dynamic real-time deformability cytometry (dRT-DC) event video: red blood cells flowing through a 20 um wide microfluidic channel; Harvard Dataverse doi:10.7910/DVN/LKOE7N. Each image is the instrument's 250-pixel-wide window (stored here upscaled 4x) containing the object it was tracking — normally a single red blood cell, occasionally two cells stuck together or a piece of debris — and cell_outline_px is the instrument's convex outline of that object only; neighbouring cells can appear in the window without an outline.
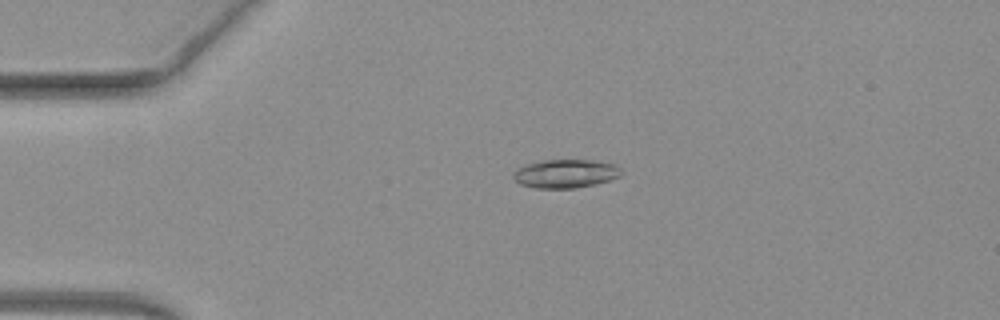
{"species": "common noctule bat (a hibernating species)", "species_latin": "Nyctalus noctula", "temperature_condition": "warm", "stored_images_in_passage": 51, "camera_frame_rate_fps": 3000, "um_per_image_px": 0.085, "animal": {"sex": "female", "body_mass_g": 19.3, "forearm_length_mm": 54.1}, "frame": {"image": 1, "passage_image": 12, "time_ms": 3.667, "image_size_px": [1000, 320], "cell_outline_px": [[620, 176], [608, 180], [576, 188], [536, 188], [520, 184], [512, 176], [520, 168], [528, 164], [544, 160], [592, 160], [612, 164], [620, 168]], "centroid_in_image_um": [48.06, 14.76], "position_along_channel_um": 36.9, "area_um2": 17.46}}
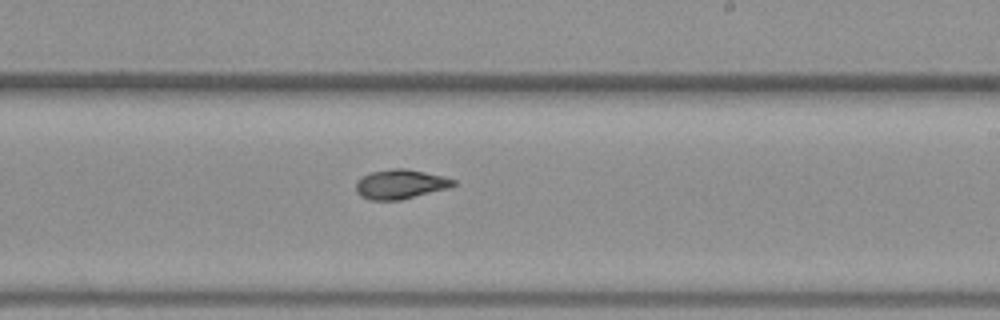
{"frame": {"image": 2, "passage_image": 31, "time_ms": 10.0, "image_size_px": [1000, 320], "cell_outline_px": [[456, 184], [448, 188], [400, 200], [368, 200], [360, 196], [356, 192], [356, 180], [372, 172], [392, 168], [404, 168], [444, 176], [456, 180]], "centroid_in_image_um": [34.02, 15.66], "position_along_channel_um": 255.0, "area_um2": 16.7}}
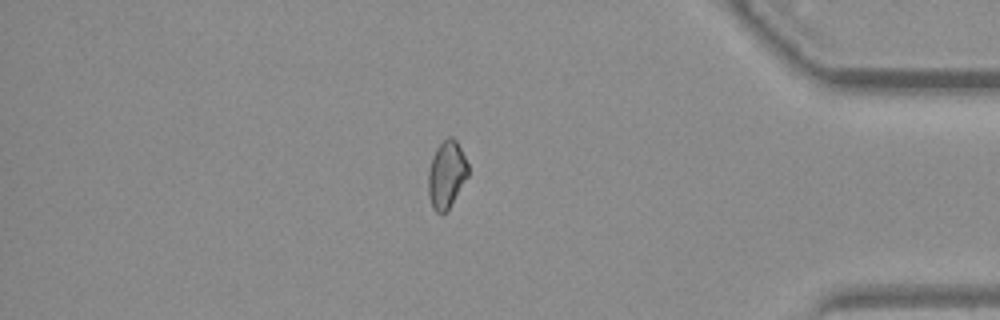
{"frame": {"image": 3, "passage_image": 44, "time_ms": 14.333, "image_size_px": [1000, 320], "cell_outline_px": [[468, 176], [448, 208], [444, 212], [436, 212], [432, 208], [428, 196], [428, 172], [432, 156], [436, 148], [448, 136], [452, 136], [456, 140], [468, 164]], "centroid_in_image_um": [37.93, 14.81], "position_along_channel_um": 397.3, "area_um2": 15.43}, "authors_computed_cell_mechanics": {"area_um2": 16.9354, "velocity_mm_per_s": 4.0344, "shape_relaxation_time_tau1_ms": 9.7378, "shape_relaxation_time_tau2_ms": 4.8528, "deformation_change_tau1": 0.2429, "deformation_change_tau2": 0.0905}}